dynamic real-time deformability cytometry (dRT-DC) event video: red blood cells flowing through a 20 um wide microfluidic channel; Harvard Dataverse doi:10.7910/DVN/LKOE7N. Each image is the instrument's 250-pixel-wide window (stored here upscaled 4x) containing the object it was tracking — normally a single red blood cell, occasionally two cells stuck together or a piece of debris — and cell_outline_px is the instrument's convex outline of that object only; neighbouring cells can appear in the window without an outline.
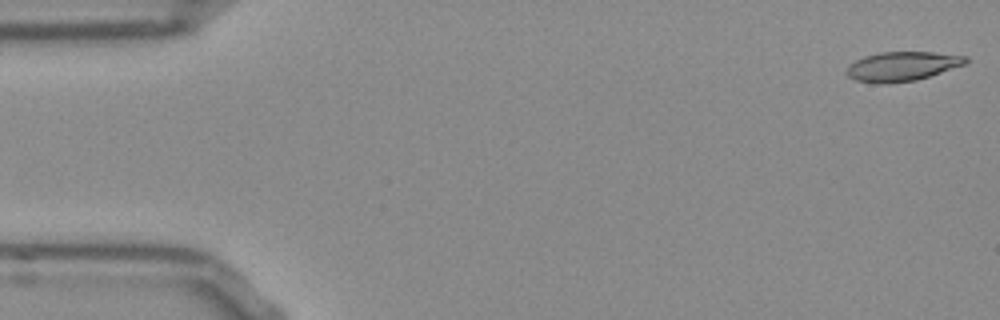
{"species": "Egyptian fruit bat (a non-hibernating species)", "species_latin": "Rousettus aegyptiacus", "temperature_condition": "room temperature", "stored_images_in_passage": 14, "camera_frame_rate_fps": 3000, "um_per_image_px": 0.085, "frame": {"image": 1, "passage_image": 1, "time_ms": 0.0, "image_size_px": [1000, 320], "cell_outline_px": [[968, 64], [916, 80], [884, 84], [876, 84], [856, 80], [848, 76], [844, 72], [848, 64], [864, 56], [880, 52], [932, 52], [968, 56]], "centroid_in_image_um": [76.67, 5.64], "position_along_channel_um": 8.3, "area_um2": 20.63}}
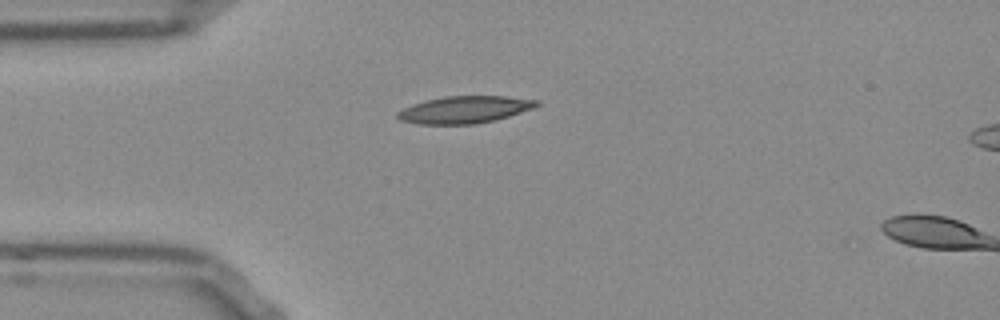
{"frame": {"image": 2, "passage_image": 13, "time_ms": 4.0, "image_size_px": [1000, 320], "cell_outline_px": [[540, 104], [532, 108], [496, 120], [476, 124], [416, 124], [400, 120], [396, 116], [396, 112], [412, 104], [424, 100], [444, 96], [508, 96], [540, 100]], "centroid_in_image_um": [39.47, 9.31], "position_along_channel_um": 45.5, "area_um2": 22.14}}